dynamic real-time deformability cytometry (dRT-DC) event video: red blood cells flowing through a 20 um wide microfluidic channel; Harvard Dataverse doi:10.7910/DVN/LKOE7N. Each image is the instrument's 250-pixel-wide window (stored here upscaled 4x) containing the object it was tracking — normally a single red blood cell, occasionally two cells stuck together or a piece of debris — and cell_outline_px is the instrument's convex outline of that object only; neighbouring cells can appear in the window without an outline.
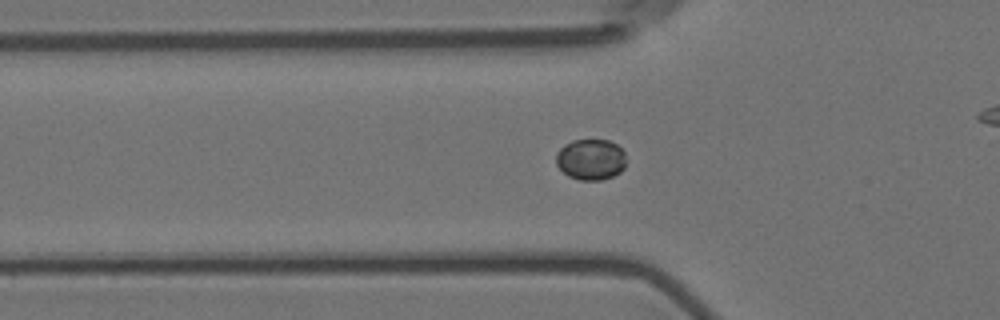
{"species": "Egyptian fruit bat (a non-hibernating species)", "species_latin": "Rousettus aegyptiacus", "temperature_condition": "room temperature", "stored_images_in_passage": 57, "camera_frame_rate_fps": 3000, "um_per_image_px": 0.085, "animal": {"sex": "female"}, "frame": {"image": 1, "passage_image": 19, "time_ms": 6.0, "image_size_px": [1000, 320], "cell_outline_px": [[624, 168], [620, 172], [612, 176], [600, 180], [580, 180], [568, 176], [556, 164], [556, 152], [564, 144], [572, 140], [608, 140], [616, 144], [624, 152]], "centroid_in_image_um": [50.19, 13.55], "position_along_channel_um": 75.6, "area_um2": 16.65}}
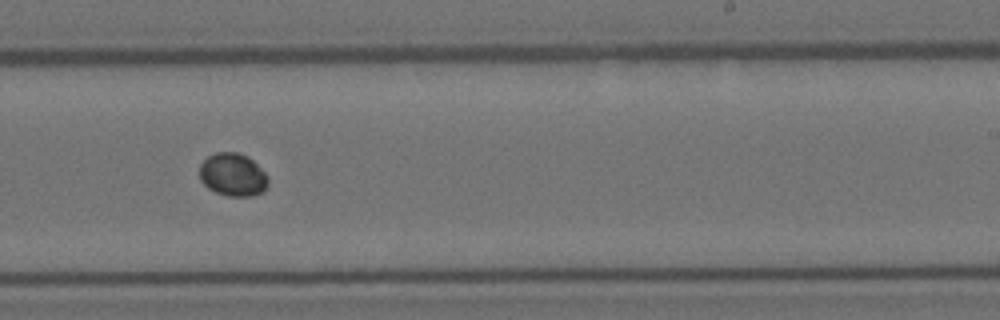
{"frame": {"image": 2, "passage_image": 35, "time_ms": 11.333, "image_size_px": [1000, 320], "cell_outline_px": [[268, 184], [264, 192], [252, 196], [228, 196], [216, 192], [208, 188], [200, 180], [200, 164], [208, 156], [216, 152], [236, 152], [248, 156], [268, 176]], "centroid_in_image_um": [19.8, 14.86], "position_along_channel_um": 269.2, "area_um2": 17.22}}
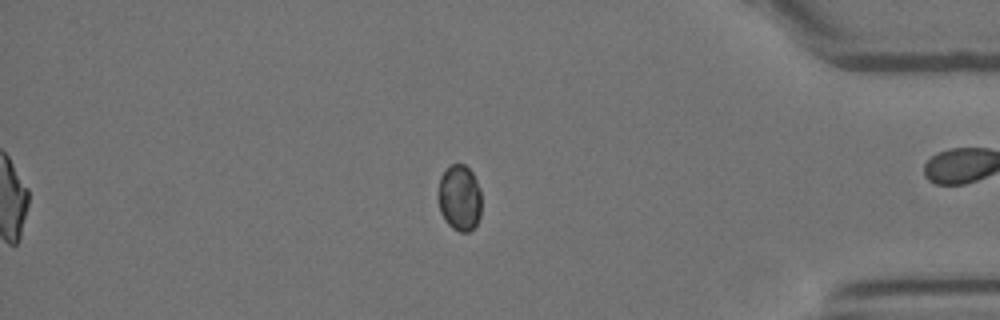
{"frame": {"image": 3, "passage_image": 48, "time_ms": 15.667, "image_size_px": [1000, 320], "cell_outline_px": [[480, 216], [476, 224], [468, 232], [460, 232], [452, 228], [444, 220], [440, 212], [436, 196], [440, 176], [452, 164], [464, 164], [472, 172], [476, 180], [480, 192]], "centroid_in_image_um": [39.02, 16.82], "position_along_channel_um": 396.2, "area_um2": 16.82}}